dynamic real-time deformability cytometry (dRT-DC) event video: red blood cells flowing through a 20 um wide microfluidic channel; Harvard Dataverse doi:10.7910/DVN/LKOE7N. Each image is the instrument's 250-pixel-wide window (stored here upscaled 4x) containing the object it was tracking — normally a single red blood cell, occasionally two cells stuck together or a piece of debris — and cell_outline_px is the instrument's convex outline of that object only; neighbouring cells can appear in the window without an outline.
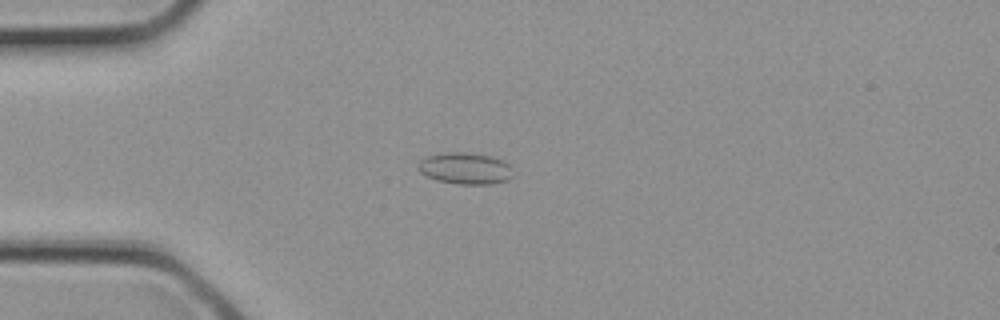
{"species": "common noctule bat (a hibernating species)", "species_latin": "Nyctalus noctula", "temperature_condition": "cold", "stored_images_in_passage": 2, "camera_frame_rate_fps": 3000, "um_per_image_px": 0.085, "animal": {"sex": "female", "body_mass_g": 21.9}, "frame": {"image": 1, "passage_image": 2, "time_ms": 0.333, "image_size_px": [1000, 320], "cell_outline_px": [[512, 176], [508, 180], [492, 184], [460, 184], [436, 180], [420, 172], [416, 164], [424, 156], [444, 152], [468, 152], [492, 156], [504, 160], [512, 164]], "centroid_in_image_um": [39.56, 14.29], "position_along_channel_um": 45.4, "area_um2": 17.86}}